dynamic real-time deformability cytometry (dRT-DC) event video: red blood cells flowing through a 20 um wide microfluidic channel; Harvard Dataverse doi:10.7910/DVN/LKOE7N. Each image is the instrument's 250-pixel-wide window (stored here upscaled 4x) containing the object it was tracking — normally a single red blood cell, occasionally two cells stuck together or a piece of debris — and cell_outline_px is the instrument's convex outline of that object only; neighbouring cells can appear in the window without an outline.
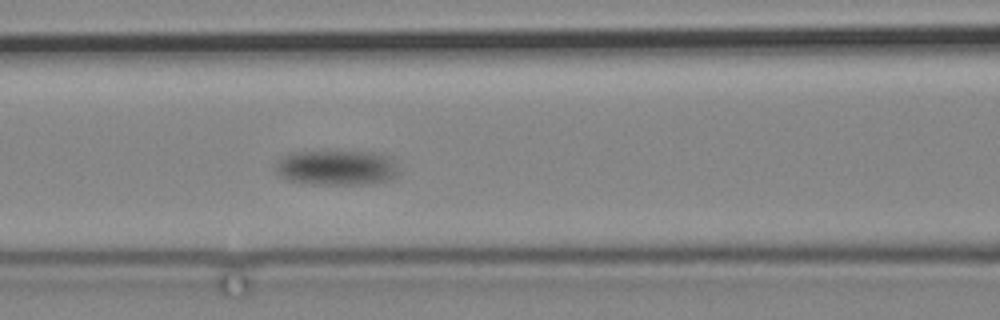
{"species": "common noctule bat (a hibernating species)", "species_latin": "Nyctalus noctula", "temperature_condition": "cold", "stored_images_in_passage": 14, "camera_frame_rate_fps": 3000, "um_per_image_px": 0.085, "animal": {"sex": "male", "body_mass_g": 19.2, "forearm_length_mm": 51.8}, "frame": {"image": 1, "passage_image": 14, "time_ms": 16.667, "image_size_px": [1000, 320], "cell_outline_px": [[400, 172], [392, 180], [372, 184], [312, 184], [288, 180], [280, 176], [272, 168], [272, 164], [280, 156], [288, 152], [380, 152], [392, 156]], "centroid_in_image_um": [28.61, 14.25], "position_along_channel_um": 138.0, "area_um2": 26.01}}